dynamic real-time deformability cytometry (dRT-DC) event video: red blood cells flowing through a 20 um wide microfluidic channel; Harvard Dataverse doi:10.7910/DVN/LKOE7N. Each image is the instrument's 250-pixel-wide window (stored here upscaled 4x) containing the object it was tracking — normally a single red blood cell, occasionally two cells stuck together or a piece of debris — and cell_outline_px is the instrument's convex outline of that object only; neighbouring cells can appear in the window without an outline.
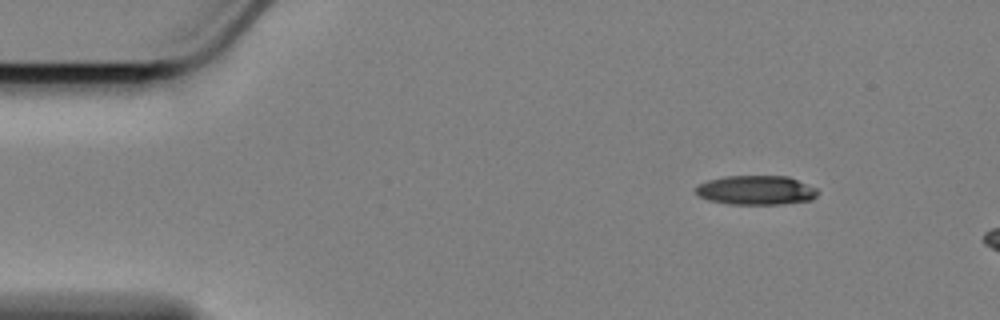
{"species": "Egyptian fruit bat (a non-hibernating species)", "species_latin": "Rousettus aegyptiacus", "temperature_condition": "cold", "stored_images_in_passage": 12, "camera_frame_rate_fps": 3000, "um_per_image_px": 0.085, "animal": {"sex": "female"}, "frame": {"image": 1, "passage_image": 6, "time_ms": 1.667, "image_size_px": [1000, 320], "cell_outline_px": [[816, 196], [812, 200], [780, 204], [732, 204], [708, 200], [700, 196], [696, 192], [696, 188], [700, 184], [708, 180], [724, 176], [788, 176], [816, 188]], "centroid_in_image_um": [64.26, 16.16], "position_along_channel_um": 20.7, "area_um2": 20.58}}